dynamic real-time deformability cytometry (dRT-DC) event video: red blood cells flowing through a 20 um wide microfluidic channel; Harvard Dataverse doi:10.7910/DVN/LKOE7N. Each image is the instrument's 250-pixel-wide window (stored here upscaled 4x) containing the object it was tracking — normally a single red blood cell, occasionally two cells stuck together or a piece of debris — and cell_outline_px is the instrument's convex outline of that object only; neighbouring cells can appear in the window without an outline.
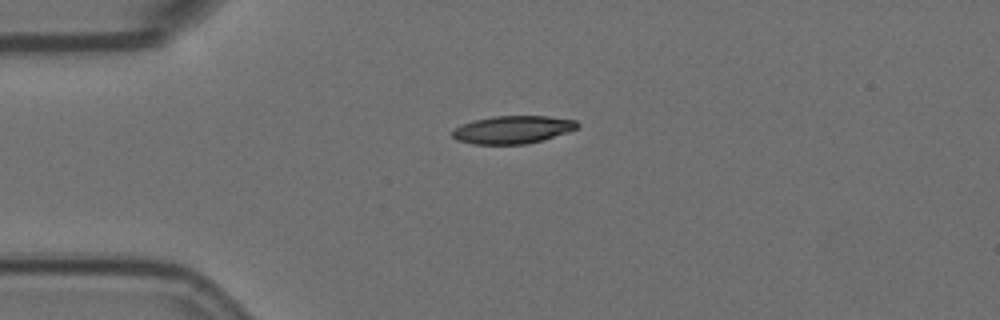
{"species": "Egyptian fruit bat (a non-hibernating species)", "species_latin": "Rousettus aegyptiacus", "temperature_condition": "room temperature", "stored_images_in_passage": 4, "camera_frame_rate_fps": 3000, "um_per_image_px": 0.085, "animal": {"sex": "female"}, "frame": {"image": 1, "passage_image": 1, "time_ms": 0.0, "image_size_px": [1000, 320], "cell_outline_px": [[580, 128], [568, 132], [528, 144], [472, 144], [456, 140], [452, 136], [452, 132], [460, 124], [472, 120], [492, 116], [548, 116], [576, 120], [580, 124]], "centroid_in_image_um": [43.58, 11.01], "position_along_channel_um": 41.4, "area_um2": 20.46}}
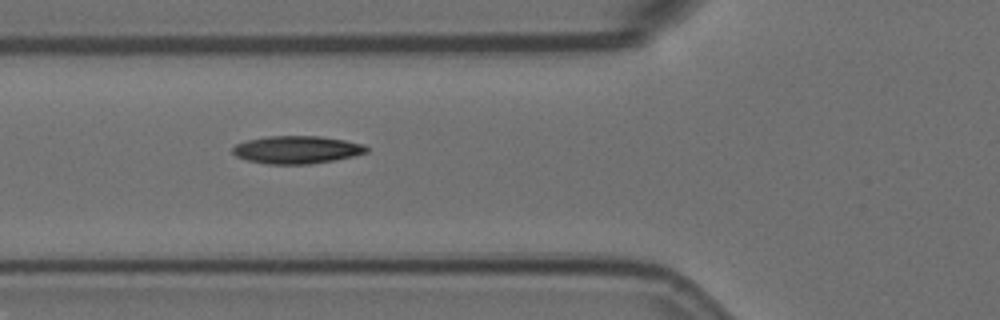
{"frame": {"image": 2, "passage_image": 3, "time_ms": 0.667, "image_size_px": [1000, 320], "cell_outline_px": [[368, 152], [336, 160], [308, 164], [268, 164], [248, 160], [236, 156], [232, 152], [232, 148], [236, 144], [248, 140], [268, 136], [320, 136], [344, 140], [364, 144], [368, 148]], "centroid_in_image_um": [25.24, 12.72], "position_along_channel_um": 100.6, "area_um2": 21.56}}
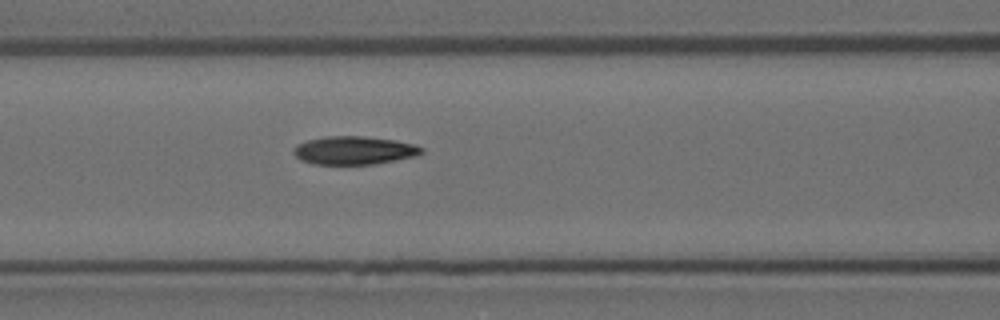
{"frame": {"image": 3, "passage_image": 4, "time_ms": 1.0, "image_size_px": [1000, 320], "cell_outline_px": [[424, 152], [416, 156], [372, 164], [312, 164], [300, 160], [292, 152], [292, 148], [296, 144], [308, 140], [324, 136], [364, 136], [396, 140], [416, 144], [424, 148]], "centroid_in_image_um": [30.09, 12.77], "position_along_channel_um": 136.5, "area_um2": 21.27}}